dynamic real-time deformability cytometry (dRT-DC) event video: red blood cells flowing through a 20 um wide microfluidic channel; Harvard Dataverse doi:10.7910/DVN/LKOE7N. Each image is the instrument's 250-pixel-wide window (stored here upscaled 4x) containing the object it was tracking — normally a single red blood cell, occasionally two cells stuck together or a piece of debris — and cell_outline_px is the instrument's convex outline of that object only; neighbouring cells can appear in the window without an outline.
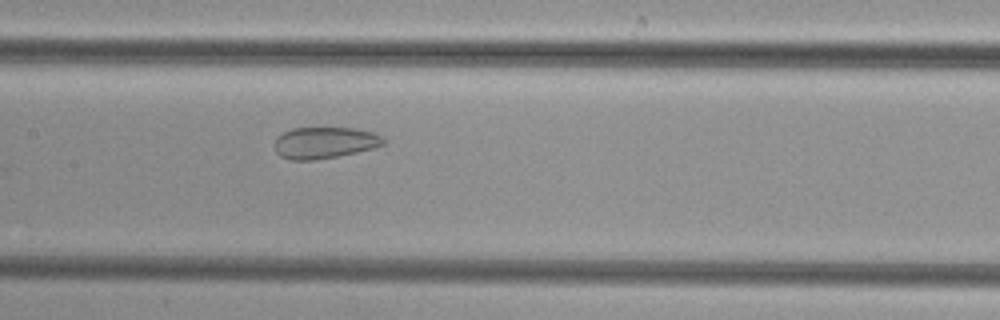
{"species": "common noctule bat (a hibernating species)", "species_latin": "Nyctalus noctula", "temperature_condition": "cold", "stored_images_in_passage": 36, "camera_frame_rate_fps": 3000, "um_per_image_px": 0.085, "animal": {"sex": "female", "body_mass_g": 29.2, "forearm_length_mm": 56.3}, "frame": {"image": 1, "passage_image": 15, "time_ms": 4.667, "image_size_px": [1000, 320], "cell_outline_px": [[388, 140], [384, 144], [376, 148], [336, 156], [312, 160], [292, 160], [280, 156], [276, 152], [276, 136], [292, 128], [352, 128], [372, 132], [384, 136]], "centroid_in_image_um": [27.64, 12.12], "position_along_channel_um": 179.8, "area_um2": 20.0}}
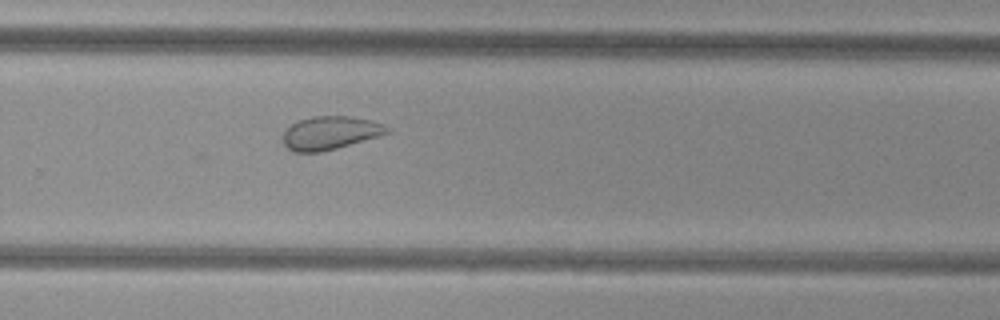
{"frame": {"image": 2, "passage_image": 24, "time_ms": 7.667, "image_size_px": [1000, 320], "cell_outline_px": [[392, 132], [380, 136], [336, 148], [320, 152], [292, 152], [284, 144], [284, 128], [296, 120], [312, 116], [352, 116], [372, 120], [384, 124], [392, 128]], "centroid_in_image_um": [28.09, 11.28], "position_along_channel_um": 301.7, "area_um2": 20.58}}
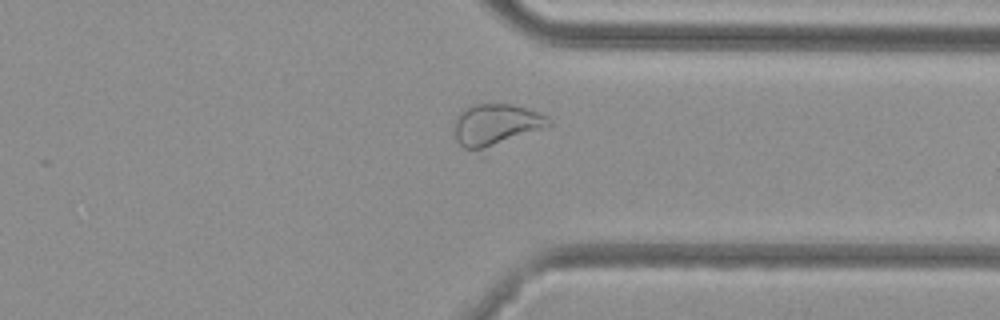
{"frame": {"image": 3, "passage_image": 29, "time_ms": 9.333, "image_size_px": [1000, 320], "cell_outline_px": [[552, 124], [480, 160], [464, 148], [456, 140], [456, 116], [464, 108], [472, 104], [512, 104], [548, 116], [552, 120]], "centroid_in_image_um": [42.16, 10.8], "position_along_channel_um": 369.2, "area_um2": 25.32}}